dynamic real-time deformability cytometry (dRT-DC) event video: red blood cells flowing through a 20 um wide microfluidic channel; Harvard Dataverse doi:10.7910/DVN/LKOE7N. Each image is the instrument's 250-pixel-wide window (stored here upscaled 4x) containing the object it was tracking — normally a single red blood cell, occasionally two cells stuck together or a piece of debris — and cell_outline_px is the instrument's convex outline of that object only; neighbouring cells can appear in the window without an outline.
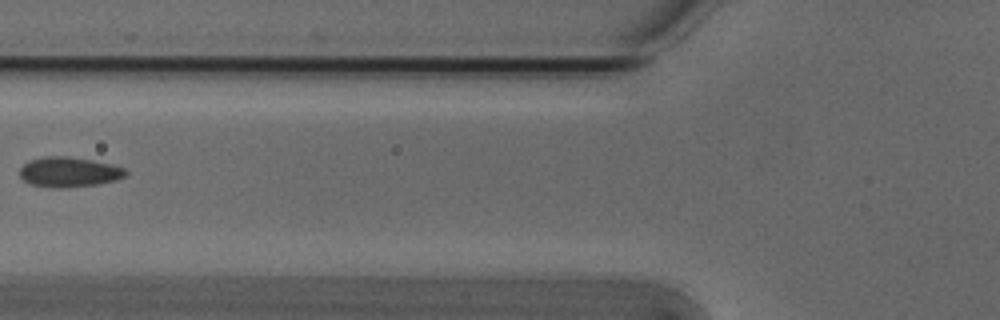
{"species": "Egyptian fruit bat (a non-hibernating species)", "species_latin": "Rousettus aegyptiacus", "temperature_condition": "cold", "stored_images_in_passage": 6, "camera_frame_rate_fps": 3000, "um_per_image_px": 0.085, "animal": {"sex": "male"}, "frame": {"image": 1, "passage_image": 6, "time_ms": 1.667, "image_size_px": [1000, 320], "cell_outline_px": [[128, 172], [124, 176], [116, 180], [96, 184], [64, 188], [48, 188], [32, 184], [24, 180], [20, 176], [20, 168], [28, 160], [44, 156], [64, 156], [92, 160], [112, 164], [124, 168]], "centroid_in_image_um": [5.84, 14.62], "position_along_channel_um": 120.0, "area_um2": 18.55}}